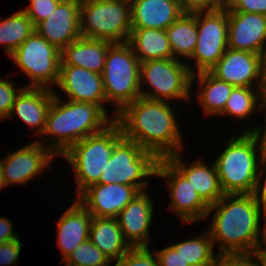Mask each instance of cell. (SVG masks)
<instances>
[{
  "instance_id": "cell-1",
  "label": "cell",
  "mask_w": 266,
  "mask_h": 266,
  "mask_svg": "<svg viewBox=\"0 0 266 266\" xmlns=\"http://www.w3.org/2000/svg\"><path fill=\"white\" fill-rule=\"evenodd\" d=\"M174 114L163 100L139 97L117 114L116 121L125 138L151 151L158 159H166L182 148Z\"/></svg>"
},
{
  "instance_id": "cell-2",
  "label": "cell",
  "mask_w": 266,
  "mask_h": 266,
  "mask_svg": "<svg viewBox=\"0 0 266 266\" xmlns=\"http://www.w3.org/2000/svg\"><path fill=\"white\" fill-rule=\"evenodd\" d=\"M261 209L252 194H225L210 205L208 214L215 210V216L208 232L213 243H219V256L264 250L259 238Z\"/></svg>"
},
{
  "instance_id": "cell-3",
  "label": "cell",
  "mask_w": 266,
  "mask_h": 266,
  "mask_svg": "<svg viewBox=\"0 0 266 266\" xmlns=\"http://www.w3.org/2000/svg\"><path fill=\"white\" fill-rule=\"evenodd\" d=\"M60 101L54 91L43 132L51 138L54 136L52 145L48 146L54 154L63 155L72 145L104 130L114 120L108 121L107 111L100 105L71 100L61 104Z\"/></svg>"
},
{
  "instance_id": "cell-4",
  "label": "cell",
  "mask_w": 266,
  "mask_h": 266,
  "mask_svg": "<svg viewBox=\"0 0 266 266\" xmlns=\"http://www.w3.org/2000/svg\"><path fill=\"white\" fill-rule=\"evenodd\" d=\"M256 139L244 131L232 137L223 153L215 160L224 194H252L261 160L256 157ZM259 160V162H257Z\"/></svg>"
},
{
  "instance_id": "cell-5",
  "label": "cell",
  "mask_w": 266,
  "mask_h": 266,
  "mask_svg": "<svg viewBox=\"0 0 266 266\" xmlns=\"http://www.w3.org/2000/svg\"><path fill=\"white\" fill-rule=\"evenodd\" d=\"M122 137L121 126L113 120L104 130L88 135L62 155L74 167L78 195L99 181L111 158L114 145Z\"/></svg>"
},
{
  "instance_id": "cell-6",
  "label": "cell",
  "mask_w": 266,
  "mask_h": 266,
  "mask_svg": "<svg viewBox=\"0 0 266 266\" xmlns=\"http://www.w3.org/2000/svg\"><path fill=\"white\" fill-rule=\"evenodd\" d=\"M107 102L114 101L117 114L129 103L141 97L140 61L128 42L113 43L107 52L102 72Z\"/></svg>"
},
{
  "instance_id": "cell-7",
  "label": "cell",
  "mask_w": 266,
  "mask_h": 266,
  "mask_svg": "<svg viewBox=\"0 0 266 266\" xmlns=\"http://www.w3.org/2000/svg\"><path fill=\"white\" fill-rule=\"evenodd\" d=\"M132 31L130 0H81L82 37L128 42Z\"/></svg>"
},
{
  "instance_id": "cell-8",
  "label": "cell",
  "mask_w": 266,
  "mask_h": 266,
  "mask_svg": "<svg viewBox=\"0 0 266 266\" xmlns=\"http://www.w3.org/2000/svg\"><path fill=\"white\" fill-rule=\"evenodd\" d=\"M158 160L151 151L144 150L135 141L123 136L114 145L111 158L97 183H117L135 186L140 192L145 191L147 183L140 180L156 175Z\"/></svg>"
},
{
  "instance_id": "cell-9",
  "label": "cell",
  "mask_w": 266,
  "mask_h": 266,
  "mask_svg": "<svg viewBox=\"0 0 266 266\" xmlns=\"http://www.w3.org/2000/svg\"><path fill=\"white\" fill-rule=\"evenodd\" d=\"M196 72L179 59H155L140 63V88L149 83L154 92H141V97L154 100L188 99ZM145 79V81L143 80Z\"/></svg>"
},
{
  "instance_id": "cell-10",
  "label": "cell",
  "mask_w": 266,
  "mask_h": 266,
  "mask_svg": "<svg viewBox=\"0 0 266 266\" xmlns=\"http://www.w3.org/2000/svg\"><path fill=\"white\" fill-rule=\"evenodd\" d=\"M10 58L31 78L32 83L28 87L51 89L48 83L57 84L61 51L36 31L10 55Z\"/></svg>"
},
{
  "instance_id": "cell-11",
  "label": "cell",
  "mask_w": 266,
  "mask_h": 266,
  "mask_svg": "<svg viewBox=\"0 0 266 266\" xmlns=\"http://www.w3.org/2000/svg\"><path fill=\"white\" fill-rule=\"evenodd\" d=\"M195 19L198 38L191 59L196 60L197 73L209 72L228 48V6L196 12Z\"/></svg>"
},
{
  "instance_id": "cell-12",
  "label": "cell",
  "mask_w": 266,
  "mask_h": 266,
  "mask_svg": "<svg viewBox=\"0 0 266 266\" xmlns=\"http://www.w3.org/2000/svg\"><path fill=\"white\" fill-rule=\"evenodd\" d=\"M156 176L169 179L170 182H167L172 198L170 209H174L183 222L192 223L208 216L210 206L167 159L158 160Z\"/></svg>"
},
{
  "instance_id": "cell-13",
  "label": "cell",
  "mask_w": 266,
  "mask_h": 266,
  "mask_svg": "<svg viewBox=\"0 0 266 266\" xmlns=\"http://www.w3.org/2000/svg\"><path fill=\"white\" fill-rule=\"evenodd\" d=\"M264 57L260 54L227 48L223 56L209 71L217 79L234 87H251L259 80L257 95L261 83Z\"/></svg>"
},
{
  "instance_id": "cell-14",
  "label": "cell",
  "mask_w": 266,
  "mask_h": 266,
  "mask_svg": "<svg viewBox=\"0 0 266 266\" xmlns=\"http://www.w3.org/2000/svg\"><path fill=\"white\" fill-rule=\"evenodd\" d=\"M80 3L81 0H62L48 18L35 26V31L62 51L81 37Z\"/></svg>"
},
{
  "instance_id": "cell-15",
  "label": "cell",
  "mask_w": 266,
  "mask_h": 266,
  "mask_svg": "<svg viewBox=\"0 0 266 266\" xmlns=\"http://www.w3.org/2000/svg\"><path fill=\"white\" fill-rule=\"evenodd\" d=\"M266 15L234 12L228 7V47L266 57Z\"/></svg>"
},
{
  "instance_id": "cell-16",
  "label": "cell",
  "mask_w": 266,
  "mask_h": 266,
  "mask_svg": "<svg viewBox=\"0 0 266 266\" xmlns=\"http://www.w3.org/2000/svg\"><path fill=\"white\" fill-rule=\"evenodd\" d=\"M138 193L135 186L96 183L85 189L77 200L93 217L117 218Z\"/></svg>"
},
{
  "instance_id": "cell-17",
  "label": "cell",
  "mask_w": 266,
  "mask_h": 266,
  "mask_svg": "<svg viewBox=\"0 0 266 266\" xmlns=\"http://www.w3.org/2000/svg\"><path fill=\"white\" fill-rule=\"evenodd\" d=\"M44 142H32L18 151L8 155L2 161L3 174L6 185L11 183L25 184L39 172L43 171L46 165L50 164V158L55 154Z\"/></svg>"
},
{
  "instance_id": "cell-18",
  "label": "cell",
  "mask_w": 266,
  "mask_h": 266,
  "mask_svg": "<svg viewBox=\"0 0 266 266\" xmlns=\"http://www.w3.org/2000/svg\"><path fill=\"white\" fill-rule=\"evenodd\" d=\"M56 85L67 93L68 100L100 105L105 110L103 102L107 100L101 74L79 66L60 65Z\"/></svg>"
},
{
  "instance_id": "cell-19",
  "label": "cell",
  "mask_w": 266,
  "mask_h": 266,
  "mask_svg": "<svg viewBox=\"0 0 266 266\" xmlns=\"http://www.w3.org/2000/svg\"><path fill=\"white\" fill-rule=\"evenodd\" d=\"M150 199L147 192L141 191L117 217L124 239L131 247H148L150 243L148 230L153 216V202Z\"/></svg>"
},
{
  "instance_id": "cell-20",
  "label": "cell",
  "mask_w": 266,
  "mask_h": 266,
  "mask_svg": "<svg viewBox=\"0 0 266 266\" xmlns=\"http://www.w3.org/2000/svg\"><path fill=\"white\" fill-rule=\"evenodd\" d=\"M132 29L166 30L182 14L179 0H130Z\"/></svg>"
},
{
  "instance_id": "cell-21",
  "label": "cell",
  "mask_w": 266,
  "mask_h": 266,
  "mask_svg": "<svg viewBox=\"0 0 266 266\" xmlns=\"http://www.w3.org/2000/svg\"><path fill=\"white\" fill-rule=\"evenodd\" d=\"M93 216L79 202L75 201L64 212L58 222V245L65 260L80 244L89 240L90 224Z\"/></svg>"
},
{
  "instance_id": "cell-22",
  "label": "cell",
  "mask_w": 266,
  "mask_h": 266,
  "mask_svg": "<svg viewBox=\"0 0 266 266\" xmlns=\"http://www.w3.org/2000/svg\"><path fill=\"white\" fill-rule=\"evenodd\" d=\"M179 153L166 159L190 182L200 197L210 206L215 204L225 194L219 182V176L215 163L207 167L202 161H196L187 165L180 161Z\"/></svg>"
},
{
  "instance_id": "cell-23",
  "label": "cell",
  "mask_w": 266,
  "mask_h": 266,
  "mask_svg": "<svg viewBox=\"0 0 266 266\" xmlns=\"http://www.w3.org/2000/svg\"><path fill=\"white\" fill-rule=\"evenodd\" d=\"M113 42L80 37L61 51V64L79 66L102 74L109 47Z\"/></svg>"
},
{
  "instance_id": "cell-24",
  "label": "cell",
  "mask_w": 266,
  "mask_h": 266,
  "mask_svg": "<svg viewBox=\"0 0 266 266\" xmlns=\"http://www.w3.org/2000/svg\"><path fill=\"white\" fill-rule=\"evenodd\" d=\"M54 97L49 88H23L17 95L8 118L14 111L30 127L39 126L37 133L44 132L47 113Z\"/></svg>"
},
{
  "instance_id": "cell-25",
  "label": "cell",
  "mask_w": 266,
  "mask_h": 266,
  "mask_svg": "<svg viewBox=\"0 0 266 266\" xmlns=\"http://www.w3.org/2000/svg\"><path fill=\"white\" fill-rule=\"evenodd\" d=\"M89 240L110 261L119 260L132 248L124 239L117 218L93 217L90 224Z\"/></svg>"
},
{
  "instance_id": "cell-26",
  "label": "cell",
  "mask_w": 266,
  "mask_h": 266,
  "mask_svg": "<svg viewBox=\"0 0 266 266\" xmlns=\"http://www.w3.org/2000/svg\"><path fill=\"white\" fill-rule=\"evenodd\" d=\"M128 43L140 63L148 60L173 58L165 30L132 29Z\"/></svg>"
},
{
  "instance_id": "cell-27",
  "label": "cell",
  "mask_w": 266,
  "mask_h": 266,
  "mask_svg": "<svg viewBox=\"0 0 266 266\" xmlns=\"http://www.w3.org/2000/svg\"><path fill=\"white\" fill-rule=\"evenodd\" d=\"M165 31L173 58L178 59L180 56H184L186 59H190L194 53L198 38L195 13H183Z\"/></svg>"
},
{
  "instance_id": "cell-28",
  "label": "cell",
  "mask_w": 266,
  "mask_h": 266,
  "mask_svg": "<svg viewBox=\"0 0 266 266\" xmlns=\"http://www.w3.org/2000/svg\"><path fill=\"white\" fill-rule=\"evenodd\" d=\"M199 85L203 90L199 93V102L205 115L221 114L234 88L231 84L217 79L210 72L197 73Z\"/></svg>"
},
{
  "instance_id": "cell-29",
  "label": "cell",
  "mask_w": 266,
  "mask_h": 266,
  "mask_svg": "<svg viewBox=\"0 0 266 266\" xmlns=\"http://www.w3.org/2000/svg\"><path fill=\"white\" fill-rule=\"evenodd\" d=\"M198 238L171 245L190 266H219V254L214 256V243L209 232Z\"/></svg>"
},
{
  "instance_id": "cell-30",
  "label": "cell",
  "mask_w": 266,
  "mask_h": 266,
  "mask_svg": "<svg viewBox=\"0 0 266 266\" xmlns=\"http://www.w3.org/2000/svg\"><path fill=\"white\" fill-rule=\"evenodd\" d=\"M34 31L33 22L21 10L0 22V43L6 44L4 50L10 56Z\"/></svg>"
},
{
  "instance_id": "cell-31",
  "label": "cell",
  "mask_w": 266,
  "mask_h": 266,
  "mask_svg": "<svg viewBox=\"0 0 266 266\" xmlns=\"http://www.w3.org/2000/svg\"><path fill=\"white\" fill-rule=\"evenodd\" d=\"M251 87H234L221 115H233L239 118L247 117L254 111L258 96Z\"/></svg>"
},
{
  "instance_id": "cell-32",
  "label": "cell",
  "mask_w": 266,
  "mask_h": 266,
  "mask_svg": "<svg viewBox=\"0 0 266 266\" xmlns=\"http://www.w3.org/2000/svg\"><path fill=\"white\" fill-rule=\"evenodd\" d=\"M67 266H109V258L90 240L80 244L63 260Z\"/></svg>"
},
{
  "instance_id": "cell-33",
  "label": "cell",
  "mask_w": 266,
  "mask_h": 266,
  "mask_svg": "<svg viewBox=\"0 0 266 266\" xmlns=\"http://www.w3.org/2000/svg\"><path fill=\"white\" fill-rule=\"evenodd\" d=\"M115 266H159L148 247H132Z\"/></svg>"
},
{
  "instance_id": "cell-34",
  "label": "cell",
  "mask_w": 266,
  "mask_h": 266,
  "mask_svg": "<svg viewBox=\"0 0 266 266\" xmlns=\"http://www.w3.org/2000/svg\"><path fill=\"white\" fill-rule=\"evenodd\" d=\"M31 4L23 10L34 26L45 20L62 0H30Z\"/></svg>"
},
{
  "instance_id": "cell-35",
  "label": "cell",
  "mask_w": 266,
  "mask_h": 266,
  "mask_svg": "<svg viewBox=\"0 0 266 266\" xmlns=\"http://www.w3.org/2000/svg\"><path fill=\"white\" fill-rule=\"evenodd\" d=\"M16 88L10 81L0 79V120L8 118L17 95L22 88Z\"/></svg>"
},
{
  "instance_id": "cell-36",
  "label": "cell",
  "mask_w": 266,
  "mask_h": 266,
  "mask_svg": "<svg viewBox=\"0 0 266 266\" xmlns=\"http://www.w3.org/2000/svg\"><path fill=\"white\" fill-rule=\"evenodd\" d=\"M183 13L214 11L225 5V0H179Z\"/></svg>"
},
{
  "instance_id": "cell-37",
  "label": "cell",
  "mask_w": 266,
  "mask_h": 266,
  "mask_svg": "<svg viewBox=\"0 0 266 266\" xmlns=\"http://www.w3.org/2000/svg\"><path fill=\"white\" fill-rule=\"evenodd\" d=\"M225 4L234 12L266 15V0H225Z\"/></svg>"
},
{
  "instance_id": "cell-38",
  "label": "cell",
  "mask_w": 266,
  "mask_h": 266,
  "mask_svg": "<svg viewBox=\"0 0 266 266\" xmlns=\"http://www.w3.org/2000/svg\"><path fill=\"white\" fill-rule=\"evenodd\" d=\"M159 266H190L172 246L155 251Z\"/></svg>"
},
{
  "instance_id": "cell-39",
  "label": "cell",
  "mask_w": 266,
  "mask_h": 266,
  "mask_svg": "<svg viewBox=\"0 0 266 266\" xmlns=\"http://www.w3.org/2000/svg\"><path fill=\"white\" fill-rule=\"evenodd\" d=\"M21 242L18 239L0 244V264L13 265L19 257Z\"/></svg>"
},
{
  "instance_id": "cell-40",
  "label": "cell",
  "mask_w": 266,
  "mask_h": 266,
  "mask_svg": "<svg viewBox=\"0 0 266 266\" xmlns=\"http://www.w3.org/2000/svg\"><path fill=\"white\" fill-rule=\"evenodd\" d=\"M253 256V252L228 254L220 258L219 266H261L258 262L252 261Z\"/></svg>"
},
{
  "instance_id": "cell-41",
  "label": "cell",
  "mask_w": 266,
  "mask_h": 266,
  "mask_svg": "<svg viewBox=\"0 0 266 266\" xmlns=\"http://www.w3.org/2000/svg\"><path fill=\"white\" fill-rule=\"evenodd\" d=\"M260 166L265 167L266 161H261ZM263 170L261 169V170H259L260 172H258L256 184H255L252 195H253L255 201L258 203V205L260 207H262V210L266 211V179H265L264 184L261 183L262 174H263V172H265L264 168H263Z\"/></svg>"
},
{
  "instance_id": "cell-42",
  "label": "cell",
  "mask_w": 266,
  "mask_h": 266,
  "mask_svg": "<svg viewBox=\"0 0 266 266\" xmlns=\"http://www.w3.org/2000/svg\"><path fill=\"white\" fill-rule=\"evenodd\" d=\"M10 220L6 217L0 218V244L6 243L15 239H18L19 237L17 234H14L12 231V226Z\"/></svg>"
},
{
  "instance_id": "cell-43",
  "label": "cell",
  "mask_w": 266,
  "mask_h": 266,
  "mask_svg": "<svg viewBox=\"0 0 266 266\" xmlns=\"http://www.w3.org/2000/svg\"><path fill=\"white\" fill-rule=\"evenodd\" d=\"M248 132H250L254 136L257 145L259 146V152L261 154L259 155V159L261 161H266V128H264L263 131H261V127L254 128V130L249 129Z\"/></svg>"
},
{
  "instance_id": "cell-44",
  "label": "cell",
  "mask_w": 266,
  "mask_h": 266,
  "mask_svg": "<svg viewBox=\"0 0 266 266\" xmlns=\"http://www.w3.org/2000/svg\"><path fill=\"white\" fill-rule=\"evenodd\" d=\"M259 95L261 99L260 110L263 106L266 108V57L264 58L261 74V83L259 88Z\"/></svg>"
},
{
  "instance_id": "cell-45",
  "label": "cell",
  "mask_w": 266,
  "mask_h": 266,
  "mask_svg": "<svg viewBox=\"0 0 266 266\" xmlns=\"http://www.w3.org/2000/svg\"><path fill=\"white\" fill-rule=\"evenodd\" d=\"M253 254L254 257L259 260L261 266H266V249H264L263 251H255L253 252Z\"/></svg>"
},
{
  "instance_id": "cell-46",
  "label": "cell",
  "mask_w": 266,
  "mask_h": 266,
  "mask_svg": "<svg viewBox=\"0 0 266 266\" xmlns=\"http://www.w3.org/2000/svg\"><path fill=\"white\" fill-rule=\"evenodd\" d=\"M6 186L3 168H2V160L0 161V189Z\"/></svg>"
},
{
  "instance_id": "cell-47",
  "label": "cell",
  "mask_w": 266,
  "mask_h": 266,
  "mask_svg": "<svg viewBox=\"0 0 266 266\" xmlns=\"http://www.w3.org/2000/svg\"><path fill=\"white\" fill-rule=\"evenodd\" d=\"M263 216L265 217V220H266V211H263ZM266 222V221H265ZM263 233V236L261 237L263 240V243L266 244V223H265V226H264V229L262 231Z\"/></svg>"
}]
</instances>
